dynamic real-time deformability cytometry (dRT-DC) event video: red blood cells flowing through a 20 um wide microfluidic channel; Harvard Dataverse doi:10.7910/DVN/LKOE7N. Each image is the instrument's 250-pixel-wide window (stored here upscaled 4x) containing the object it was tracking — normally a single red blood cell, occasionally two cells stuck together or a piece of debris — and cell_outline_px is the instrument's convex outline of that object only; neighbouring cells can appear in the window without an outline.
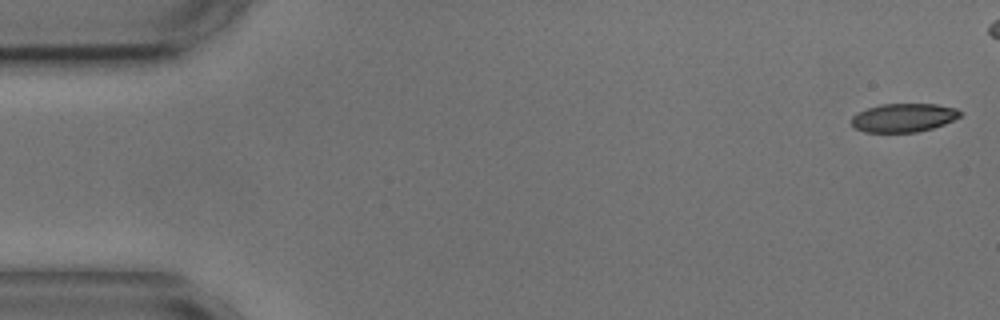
{"species": "common noctule bat (a hibernating species)", "species_latin": "Nyctalus noctula", "temperature_condition": "cold", "stored_images_in_passage": 8, "camera_frame_rate_fps": 3000, "um_per_image_px": 0.085, "animal": {"sex": "male", "body_mass_g": 17.9, "forearm_length_mm": 54.2}, "frame": {"image": 1, "passage_image": 1, "time_ms": 0.0, "image_size_px": [1000, 320], "cell_outline_px": [[960, 116], [944, 124], [932, 128], [916, 132], [864, 132], [856, 128], [852, 124], [852, 116], [856, 112], [880, 104], [936, 104], [956, 108], [960, 112]], "centroid_in_image_um": [76.78, 10.0], "position_along_channel_um": 8.2, "area_um2": 17.98}}
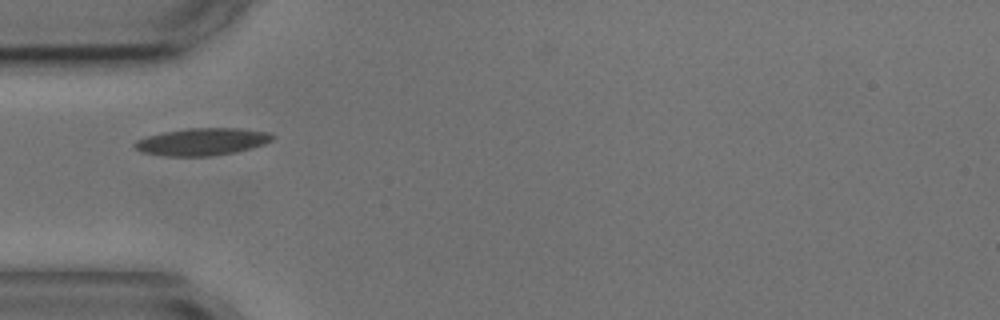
{"frame": {"image": 2, "passage_image": 6, "time_ms": 7.333, "image_size_px": [1000, 320], "cell_outline_px": [[276, 136], [272, 140], [264, 144], [252, 148], [236, 152], [212, 156], [164, 156], [140, 152], [132, 144], [136, 140], [148, 136], [164, 132], [188, 128], [240, 128], [268, 132]], "centroid_in_image_um": [17.19, 12.05], "position_along_channel_um": 67.8, "area_um2": 22.02}}